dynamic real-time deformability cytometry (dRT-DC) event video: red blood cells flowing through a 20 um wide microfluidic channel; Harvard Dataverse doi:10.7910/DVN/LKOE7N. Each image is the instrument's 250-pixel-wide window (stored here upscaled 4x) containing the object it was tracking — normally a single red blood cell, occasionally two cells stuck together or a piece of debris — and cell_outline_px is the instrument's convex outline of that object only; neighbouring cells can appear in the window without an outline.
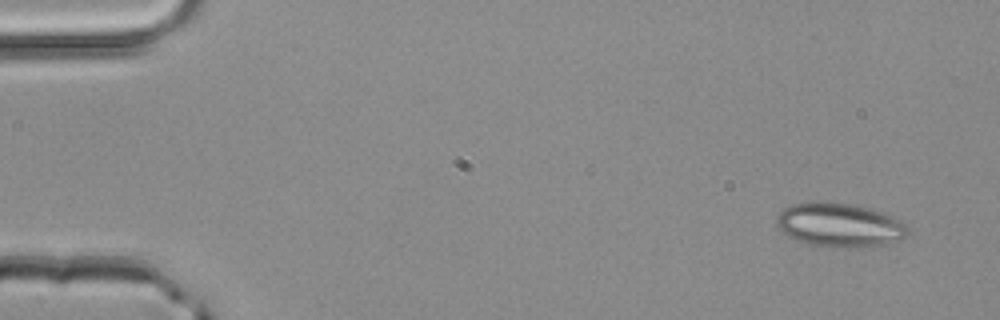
{"species": "common noctule bat (a hibernating species)", "species_latin": "Nyctalus noctula", "temperature_condition": "room temperature", "stored_images_in_passage": 12, "camera_frame_rate_fps": 3000, "um_per_image_px": 0.085, "animal": {"sex": "male", "body_mass_g": 20.4}, "frame": {"image": 1, "passage_image": 1, "time_ms": 0.0, "image_size_px": [1000, 320], "cell_outline_px": [[912, 232], [900, 240], [880, 244], [836, 248], [808, 244], [788, 236], [776, 224], [776, 216], [784, 208], [792, 204], [816, 200], [852, 204], [880, 212], [904, 224]], "centroid_in_image_um": [71.3, 19.11], "position_along_channel_um": 13.7, "area_um2": 33.23}}